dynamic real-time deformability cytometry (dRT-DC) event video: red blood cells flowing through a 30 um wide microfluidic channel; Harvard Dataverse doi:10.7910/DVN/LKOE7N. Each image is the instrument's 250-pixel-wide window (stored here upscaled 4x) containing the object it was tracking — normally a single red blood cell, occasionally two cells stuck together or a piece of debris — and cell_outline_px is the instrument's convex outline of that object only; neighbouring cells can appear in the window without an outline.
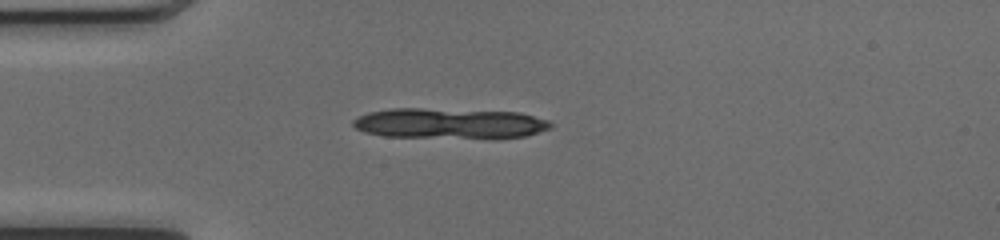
{"species": "common noctule bat (a hibernating species)", "species_latin": "Nyctalus noctula", "temperature_condition": "cold", "stored_images_in_passage": 38, "segment_of_instrument_passage": [1, 2], "camera_frame_rate_fps": 3000, "um_per_image_px": 0.085, "animal": {"sex": "female", "body_mass_g": 17.0, "forearm_length_mm": 48.0}, "frame": {"image": 1, "passage_image": 1, "time_ms": 0.0, "image_size_px": [1000, 240], "cell_outline_px": [[552, 124], [548, 128], [524, 136], [384, 136], [364, 132], [356, 128], [352, 124], [352, 120], [356, 116], [368, 112], [392, 108], [420, 108], [520, 112], [548, 120]], "centroid_in_image_um": [38.09, 10.44], "position_along_channel_um": 46.9, "area_um2": 33.93}}